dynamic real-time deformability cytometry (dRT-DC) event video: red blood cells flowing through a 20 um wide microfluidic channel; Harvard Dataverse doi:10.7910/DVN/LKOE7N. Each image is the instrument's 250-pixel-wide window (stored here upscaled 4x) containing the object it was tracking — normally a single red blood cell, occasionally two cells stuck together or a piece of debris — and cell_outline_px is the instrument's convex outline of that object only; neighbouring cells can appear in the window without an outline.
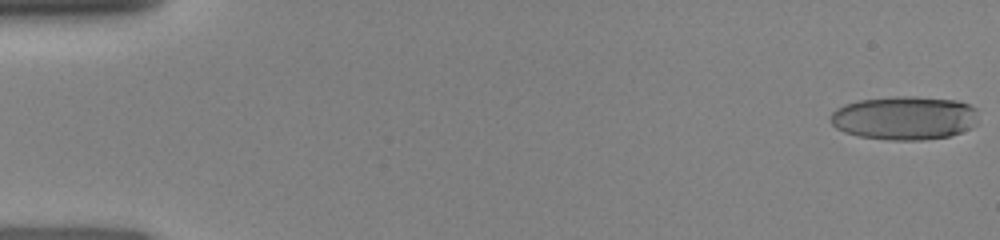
{"species": "human", "species_latin": "Homo sapiens", "temperature_condition": "room temperature", "stored_images_in_passage": 37, "camera_frame_rate_fps": 3000, "um_per_image_px": 0.085, "donor": {"sex": "female"}, "frame": {"image": 1, "passage_image": 1, "time_ms": 0.0, "image_size_px": [1000, 240], "cell_outline_px": [[976, 124], [972, 128], [948, 136], [924, 140], [888, 140], [860, 136], [844, 132], [836, 128], [828, 120], [832, 112], [836, 108], [844, 104], [860, 100], [896, 96], [916, 96], [956, 100], [968, 104], [976, 108]], "centroid_in_image_um": [76.86, 10.02], "position_along_channel_um": 8.1, "area_um2": 37.86}}
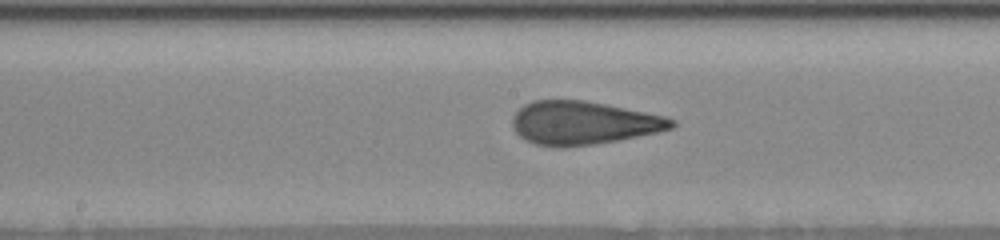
{"frame": {"image": 2, "passage_image": 20, "time_ms": 8.0, "image_size_px": [1000, 240], "cell_outline_px": [[676, 124], [672, 128], [656, 132], [616, 140], [592, 144], [536, 144], [524, 140], [512, 128], [512, 116], [524, 104], [532, 100], [584, 100], [664, 116], [676, 120]], "centroid_in_image_um": [49.55, 10.41], "position_along_channel_um": 198.6, "area_um2": 39.13}}
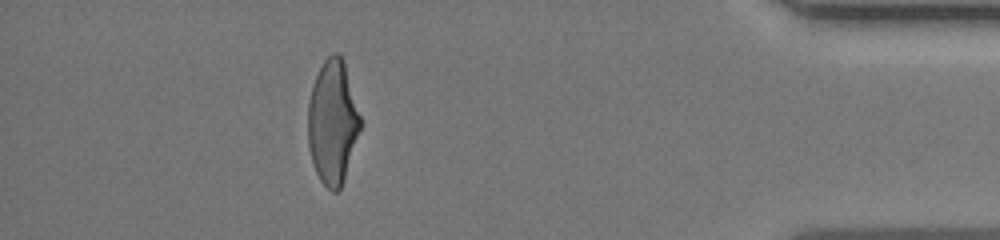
{"frame": {"image": 3, "passage_image": 35, "time_ms": 14.0, "image_size_px": [1000, 240], "cell_outline_px": [[360, 128], [344, 180], [340, 188], [336, 192], [332, 192], [320, 180], [312, 164], [308, 144], [308, 104], [312, 88], [316, 76], [324, 60], [332, 52], [336, 52], [344, 60], [360, 116]], "centroid_in_image_um": [28.26, 10.39], "position_along_channel_um": 406.9, "area_um2": 37.45}}